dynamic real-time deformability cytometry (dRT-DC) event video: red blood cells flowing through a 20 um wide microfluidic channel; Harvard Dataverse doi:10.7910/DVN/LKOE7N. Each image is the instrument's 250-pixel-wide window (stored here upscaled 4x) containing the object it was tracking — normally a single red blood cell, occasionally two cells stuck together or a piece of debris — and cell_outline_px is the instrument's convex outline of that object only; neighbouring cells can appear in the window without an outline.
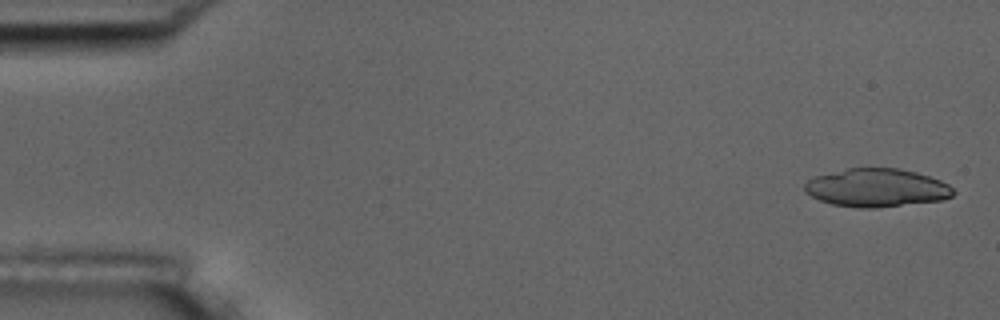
{"species": "common noctule bat (a hibernating species)", "species_latin": "Nyctalus noctula", "temperature_condition": "room temperature", "stored_images_in_passage": 6, "camera_frame_rate_fps": 3000, "um_per_image_px": 0.085, "animal": {"sex": "male", "body_mass_g": 17.5, "forearm_length_mm": 52.3}, "frame": {"image": 1, "passage_image": 1, "time_ms": 0.0, "image_size_px": [1000, 320], "cell_outline_px": [[956, 192], [952, 196], [944, 200], [876, 208], [856, 208], [832, 204], [820, 200], [804, 192], [804, 184], [808, 180], [816, 176], [848, 168], [900, 168], [916, 172], [940, 180], [948, 184]], "centroid_in_image_um": [74.53, 15.97], "position_along_channel_um": 10.5, "area_um2": 33.23}}
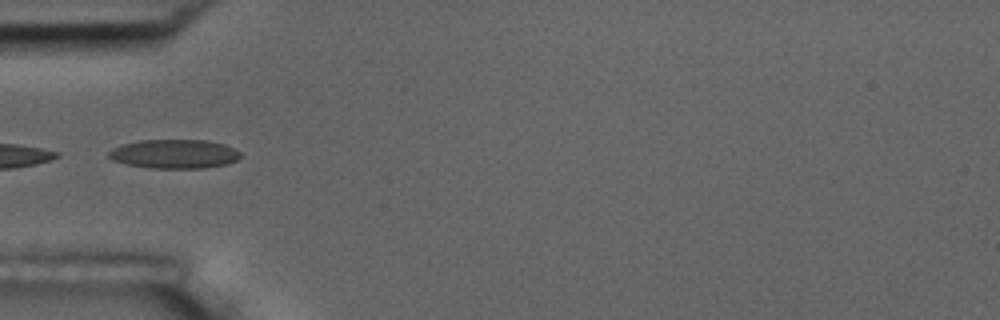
{"frame": {"image": 2, "passage_image": 5, "time_ms": 5.333, "image_size_px": [1000, 320], "cell_outline_px": [[240, 156], [236, 160], [228, 164], [204, 168], [148, 168], [128, 164], [112, 160], [108, 156], [108, 152], [112, 148], [120, 144], [140, 140], [208, 140], [224, 144], [240, 152]], "centroid_in_image_um": [14.79, 13.08], "position_along_channel_um": 70.2, "area_um2": 22.37}}